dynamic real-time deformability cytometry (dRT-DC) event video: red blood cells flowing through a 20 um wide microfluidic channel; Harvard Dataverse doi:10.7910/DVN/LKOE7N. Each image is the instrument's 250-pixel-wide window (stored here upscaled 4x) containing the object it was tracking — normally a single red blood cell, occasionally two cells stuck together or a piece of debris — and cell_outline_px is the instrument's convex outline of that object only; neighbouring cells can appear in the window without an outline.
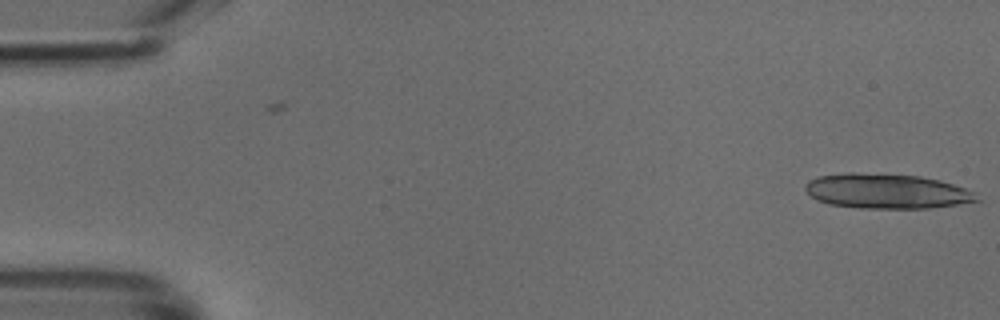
{"species": "common noctule bat (a hibernating species)", "species_latin": "Nyctalus noctula", "temperature_condition": "cold", "stored_images_in_passage": 7, "camera_frame_rate_fps": 3000, "um_per_image_px": 0.085, "animal": {"sex": "male", "body_mass_g": 18.8}, "frame": {"image": 1, "passage_image": 7, "time_ms": 2.0, "image_size_px": [1000, 320], "cell_outline_px": [[980, 200], [956, 204], [928, 208], [860, 208], [828, 204], [816, 200], [804, 188], [804, 184], [808, 180], [820, 176], [848, 172], [852, 172], [920, 176], [940, 180], [976, 192]], "centroid_in_image_um": [75.34, 16.25], "position_along_channel_um": 9.7, "area_um2": 34.74}}